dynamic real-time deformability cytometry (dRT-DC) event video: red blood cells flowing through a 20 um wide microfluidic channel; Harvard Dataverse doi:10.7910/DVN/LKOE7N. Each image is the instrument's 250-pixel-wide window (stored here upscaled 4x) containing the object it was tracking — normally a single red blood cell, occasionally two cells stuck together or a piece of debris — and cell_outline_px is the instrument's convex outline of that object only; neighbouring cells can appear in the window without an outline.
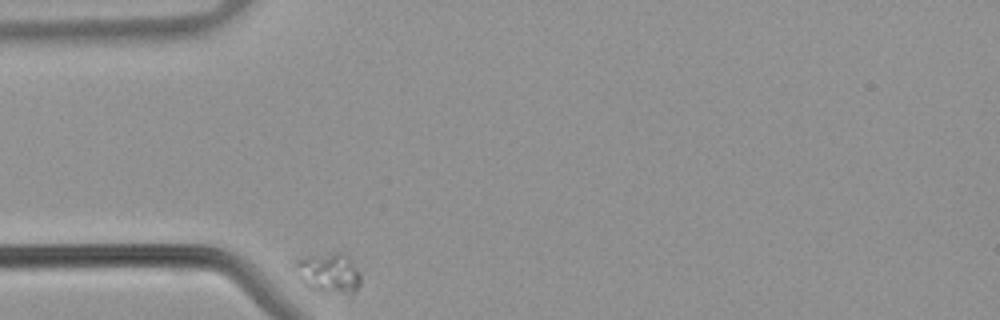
{"species": "common noctule bat (a hibernating species)", "species_latin": "Nyctalus noctula", "temperature_condition": "warm", "stored_images_in_passage": 29, "camera_frame_rate_fps": 3000, "um_per_image_px": 0.085, "animal": {"sex": "male", "body_mass_g": 21.5, "forearm_length_mm": 52.0}, "frame": {"image": 1, "passage_image": 1, "time_ms": 0.0, "image_size_px": [1000, 320], "cell_outline_px": [[360, 284], [352, 296], [348, 296], [324, 292], [308, 288], [300, 280], [292, 268], [292, 260], [300, 256], [336, 252], [344, 252], [360, 276]], "centroid_in_image_um": [27.85, 23.21], "position_along_channel_um": 57.1, "area_um2": 16.01}}
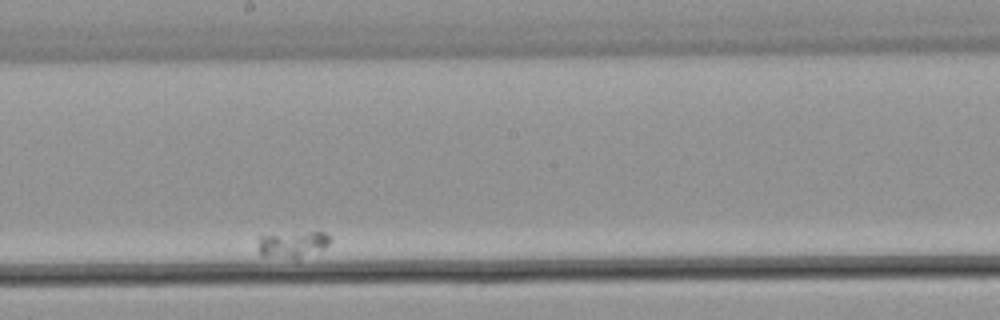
{"frame": {"image": 2, "passage_image": 17, "time_ms": 5.333, "image_size_px": [1000, 320], "cell_outline_px": [[332, 240], [324, 248], [296, 260], [260, 256], [260, 236], [308, 232], [324, 232], [332, 236]], "centroid_in_image_um": [24.93, 20.8], "position_along_channel_um": 223.3, "area_um2": 11.1}}
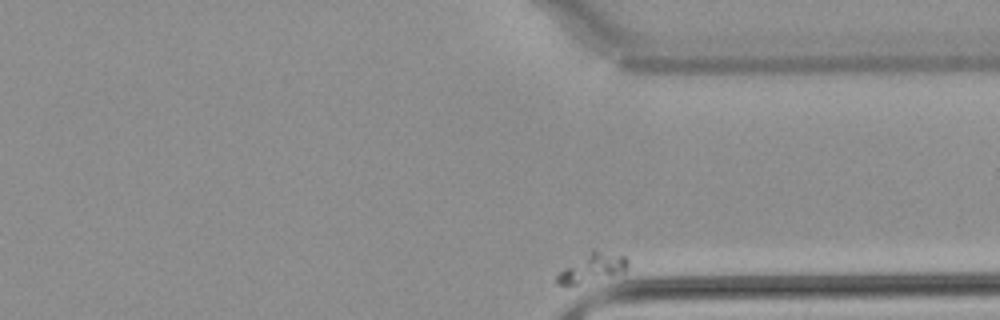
{"frame": {"image": 3, "passage_image": 29, "time_ms": 9.333, "image_size_px": [1000, 320], "cell_outline_px": [[628, 264], [624, 272], [576, 284], [556, 284], [556, 272], [592, 248], [624, 256], [628, 260]], "centroid_in_image_um": [50.29, 22.72], "position_along_channel_um": 361.1, "area_um2": 11.85}}